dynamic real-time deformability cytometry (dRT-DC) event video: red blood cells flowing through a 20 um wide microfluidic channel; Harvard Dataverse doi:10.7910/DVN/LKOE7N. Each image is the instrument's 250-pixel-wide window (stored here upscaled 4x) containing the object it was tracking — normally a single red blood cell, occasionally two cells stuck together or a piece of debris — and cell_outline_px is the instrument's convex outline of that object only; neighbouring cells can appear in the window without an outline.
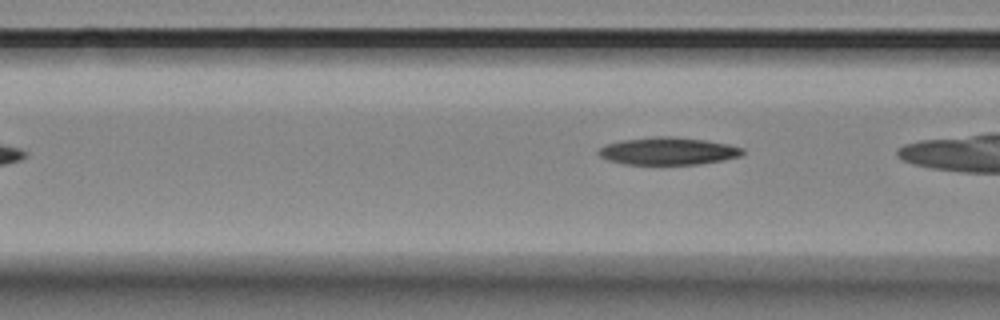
{"species": "Egyptian fruit bat (a non-hibernating species)", "species_latin": "Rousettus aegyptiacus", "temperature_condition": "room temperature", "stored_images_in_passage": 7, "segment_of_instrument_passage": [2, 2], "camera_frame_rate_fps": 3000, "um_per_image_px": 0.085, "animal": {"sex": "female"}, "frame": {"image": 1, "passage_image": 7, "time_ms": 2.0, "image_size_px": [1000, 320], "cell_outline_px": [[744, 152], [740, 156], [724, 160], [700, 164], [624, 164], [608, 160], [600, 156], [596, 152], [600, 148], [608, 144], [620, 140], [656, 136], [668, 136], [704, 140], [728, 144], [744, 148]], "centroid_in_image_um": [56.79, 12.84], "position_along_channel_um": 109.8, "area_um2": 23.0}}